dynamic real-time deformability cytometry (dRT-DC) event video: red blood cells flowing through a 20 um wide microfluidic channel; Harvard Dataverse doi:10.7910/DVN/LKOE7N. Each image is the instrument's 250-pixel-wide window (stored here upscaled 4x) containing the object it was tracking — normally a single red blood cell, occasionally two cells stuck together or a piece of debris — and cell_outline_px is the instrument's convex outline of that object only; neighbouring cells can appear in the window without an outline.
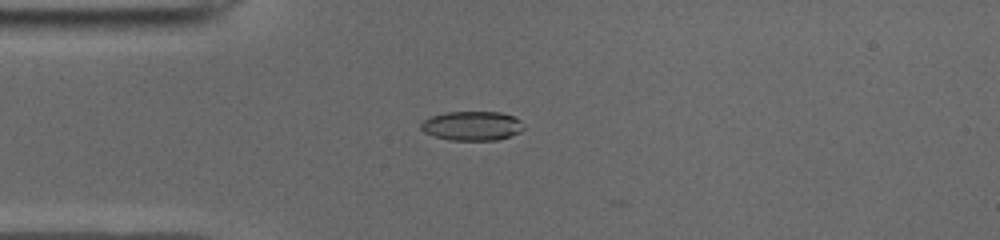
{"species": "common noctule bat (a hibernating species)", "species_latin": "Nyctalus noctula", "temperature_condition": "cold", "stored_images_in_passage": 2, "camera_frame_rate_fps": 3000, "um_per_image_px": 0.085, "animal": {"sex": "male", "body_mass_g": 19.0, "forearm_length_mm": 50.8}, "frame": {"image": 1, "passage_image": 1, "time_ms": 0.0, "image_size_px": [1000, 240], "cell_outline_px": [[524, 128], [520, 132], [496, 140], [452, 140], [436, 136], [424, 132], [420, 128], [420, 124], [424, 120], [432, 116], [448, 112], [500, 112], [512, 116], [520, 120]], "centroid_in_image_um": [40.12, 10.69], "position_along_channel_um": 44.9, "area_um2": 17.28}}